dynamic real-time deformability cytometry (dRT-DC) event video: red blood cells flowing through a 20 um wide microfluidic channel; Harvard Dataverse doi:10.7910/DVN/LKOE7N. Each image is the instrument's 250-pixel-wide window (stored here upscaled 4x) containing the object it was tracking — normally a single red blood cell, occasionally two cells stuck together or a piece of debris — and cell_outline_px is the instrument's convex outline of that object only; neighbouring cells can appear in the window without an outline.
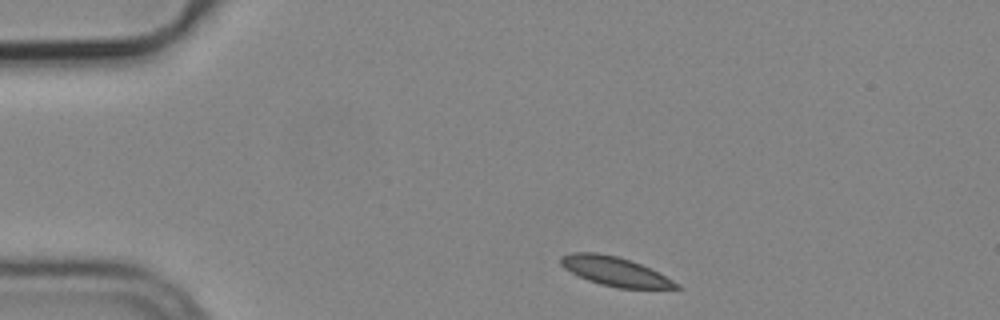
{"species": "common noctule bat (a hibernating species)", "species_latin": "Nyctalus noctula", "temperature_condition": "cold", "stored_images_in_passage": 3, "segment_of_instrument_passage": [1, 2], "camera_frame_rate_fps": 3000, "um_per_image_px": 0.085, "animal": {"sex": "male", "body_mass_g": 19.2, "forearm_length_mm": 51.8}, "frame": {"image": 1, "passage_image": 1, "time_ms": 0.0, "image_size_px": [1000, 320], "cell_outline_px": [[684, 288], [620, 288], [600, 284], [588, 280], [564, 268], [560, 264], [560, 256], [572, 252], [596, 252], [616, 256], [632, 260], [680, 284]], "centroid_in_image_um": [52.24, 23.05], "position_along_channel_um": 32.8, "area_um2": 19.31}}